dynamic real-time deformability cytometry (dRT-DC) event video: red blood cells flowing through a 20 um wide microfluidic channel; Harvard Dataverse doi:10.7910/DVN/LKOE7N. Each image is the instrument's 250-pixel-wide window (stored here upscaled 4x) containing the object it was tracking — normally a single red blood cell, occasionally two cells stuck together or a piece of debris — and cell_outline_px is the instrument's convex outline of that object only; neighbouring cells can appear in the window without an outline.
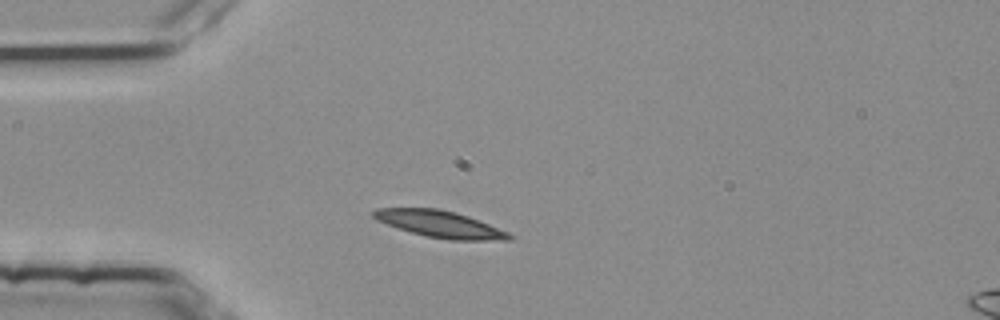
{"species": "common noctule bat (a hibernating species)", "species_latin": "Nyctalus noctula", "temperature_condition": "room temperature", "stored_images_in_passage": 1, "camera_frame_rate_fps": 3000, "um_per_image_px": 0.085, "animal": {"sex": "female", "body_mass_g": 25.1}, "frame": {"image": 1, "passage_image": 1, "time_ms": 0.0, "image_size_px": [1000, 320], "cell_outline_px": [[516, 236], [512, 240], [452, 240], [428, 236], [412, 232], [376, 220], [368, 212], [376, 208], [436, 208], [456, 212], [468, 216], [508, 232]], "centroid_in_image_um": [37.4, 19.04], "position_along_channel_um": 47.6, "area_um2": 21.04}}